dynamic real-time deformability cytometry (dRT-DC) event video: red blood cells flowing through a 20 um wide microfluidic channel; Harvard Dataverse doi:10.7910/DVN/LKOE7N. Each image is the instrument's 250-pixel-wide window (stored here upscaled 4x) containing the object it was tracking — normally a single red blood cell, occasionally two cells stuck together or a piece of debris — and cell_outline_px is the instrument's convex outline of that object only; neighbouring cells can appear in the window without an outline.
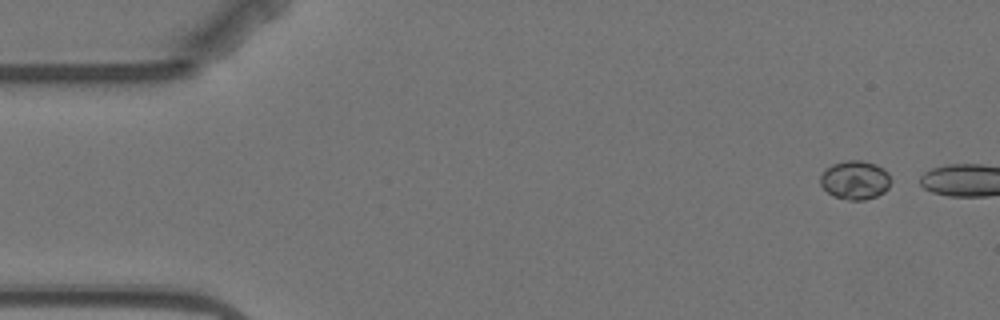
{"species": "Egyptian fruit bat (a non-hibernating species)", "species_latin": "Rousettus aegyptiacus", "temperature_condition": "warm", "stored_images_in_passage": 4, "camera_frame_rate_fps": 3000, "um_per_image_px": 0.085, "animal": {"sex": "female"}, "frame": {"image": 1, "passage_image": 1, "time_ms": 0.0, "image_size_px": [1000, 320], "cell_outline_px": [[892, 180], [888, 188], [884, 192], [876, 196], [864, 200], [848, 200], [832, 196], [820, 184], [820, 176], [832, 164], [848, 160], [860, 160], [876, 164], [884, 168], [888, 172]], "centroid_in_image_um": [72.71, 15.31], "position_along_channel_um": 12.3, "area_um2": 16.01}}